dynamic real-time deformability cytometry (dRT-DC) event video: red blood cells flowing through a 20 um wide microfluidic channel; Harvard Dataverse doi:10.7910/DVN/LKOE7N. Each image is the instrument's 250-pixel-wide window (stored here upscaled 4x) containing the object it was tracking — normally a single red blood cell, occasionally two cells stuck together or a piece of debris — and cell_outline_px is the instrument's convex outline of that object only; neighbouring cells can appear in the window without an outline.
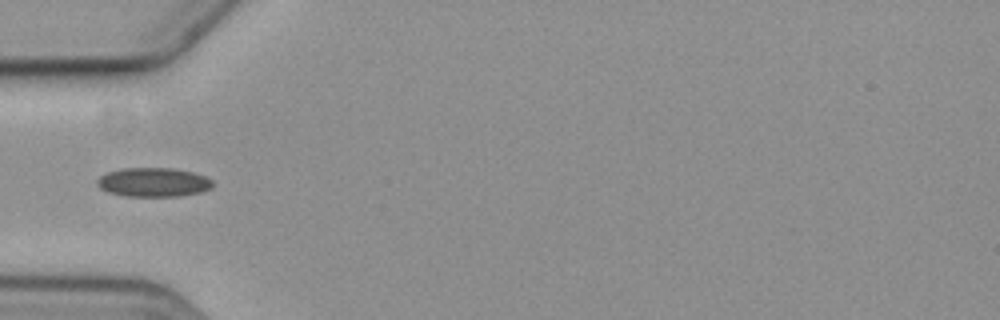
{"species": "common noctule bat (a hibernating species)", "species_latin": "Nyctalus noctula", "temperature_condition": "cold", "stored_images_in_passage": 11, "camera_frame_rate_fps": 3000, "um_per_image_px": 0.085, "animal": {"sex": "female", "body_mass_g": 19.3, "forearm_length_mm": 54.1}, "frame": {"image": 1, "passage_image": 5, "time_ms": 5.667, "image_size_px": [1000, 320], "cell_outline_px": [[212, 188], [200, 192], [180, 196], [124, 196], [108, 192], [100, 188], [96, 184], [96, 180], [100, 176], [108, 172], [120, 168], [176, 168], [192, 172], [204, 176], [212, 180]], "centroid_in_image_um": [13.02, 15.49], "position_along_channel_um": 72.0, "area_um2": 19.65}}
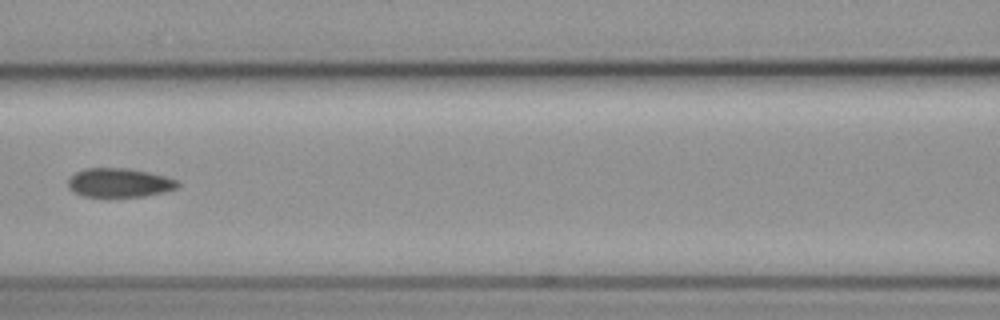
{"frame": {"image": 2, "passage_image": 7, "time_ms": 8.0, "image_size_px": [1000, 320], "cell_outline_px": [[180, 188], [164, 192], [144, 196], [108, 200], [84, 196], [72, 192], [68, 188], [68, 180], [76, 172], [84, 168], [128, 168], [148, 172], [180, 180]], "centroid_in_image_um": [10.14, 15.58], "position_along_channel_um": 156.5, "area_um2": 19.48}}
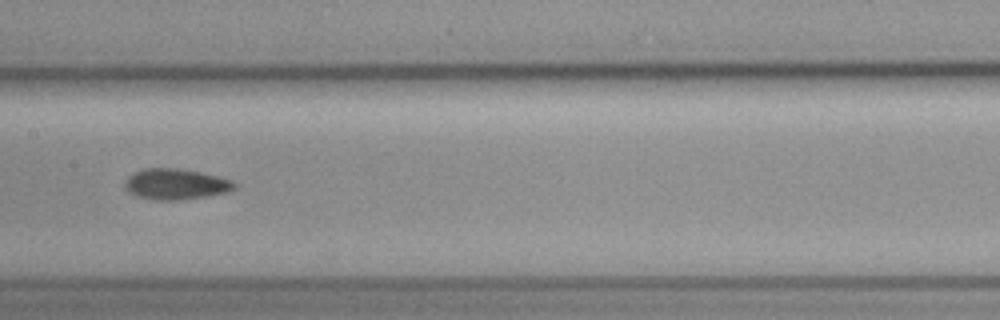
{"frame": {"image": 3, "passage_image": 8, "time_ms": 9.0, "image_size_px": [1000, 320], "cell_outline_px": [[236, 188], [228, 192], [204, 196], [176, 200], [156, 200], [136, 196], [128, 192], [124, 188], [124, 180], [128, 176], [144, 168], [176, 168], [200, 172], [232, 180], [236, 184]], "centroid_in_image_um": [14.9, 15.65], "position_along_channel_um": 192.5, "area_um2": 19.59}}